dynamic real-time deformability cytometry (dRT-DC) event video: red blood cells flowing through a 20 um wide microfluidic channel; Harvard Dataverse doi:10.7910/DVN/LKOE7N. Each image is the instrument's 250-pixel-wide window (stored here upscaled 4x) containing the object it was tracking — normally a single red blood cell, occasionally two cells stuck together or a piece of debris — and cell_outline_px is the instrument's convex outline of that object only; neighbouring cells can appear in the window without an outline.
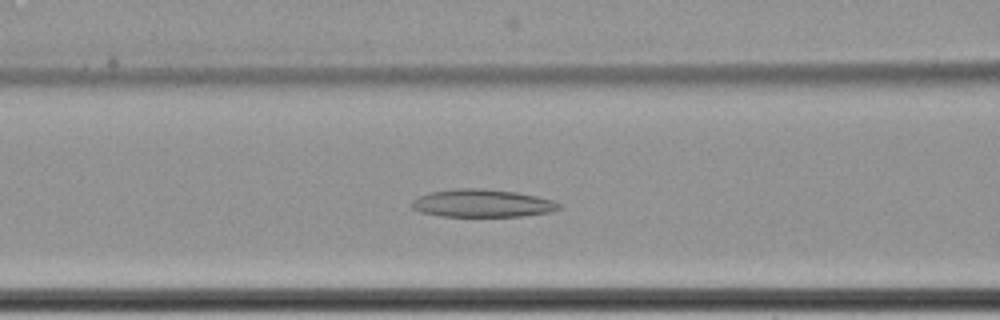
{"species": "common noctule bat (a hibernating species)", "species_latin": "Nyctalus noctula", "temperature_condition": "cold", "stored_images_in_passage": 62, "camera_frame_rate_fps": 3000, "um_per_image_px": 0.085, "animal": {"sex": "female", "body_mass_g": 22.7, "forearm_length_mm": 54.2}, "frame": {"image": 1, "passage_image": 31, "time_ms": 10.0, "image_size_px": [1000, 320], "cell_outline_px": [[560, 208], [552, 212], [524, 216], [440, 216], [420, 212], [412, 208], [412, 200], [428, 192], [452, 188], [480, 188], [516, 192], [536, 196], [552, 200], [560, 204]], "centroid_in_image_um": [40.97, 17.27], "position_along_channel_um": 125.6, "area_um2": 23.93}}
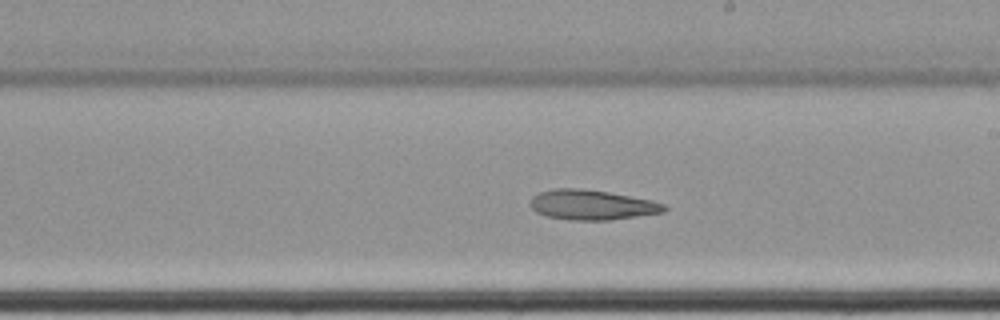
{"frame": {"image": 2, "passage_image": 41, "time_ms": 13.333, "image_size_px": [1000, 320], "cell_outline_px": [[668, 208], [664, 212], [608, 220], [572, 220], [548, 216], [536, 212], [528, 204], [532, 196], [540, 192], [552, 188], [584, 188], [608, 192], [652, 200], [664, 204]], "centroid_in_image_um": [50.28, 17.4], "position_along_channel_um": 238.7, "area_um2": 23.41}}
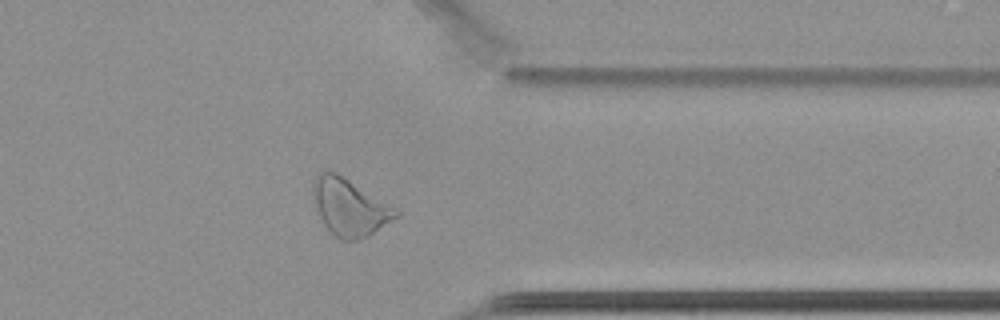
{"frame": {"image": 3, "passage_image": 54, "time_ms": 17.667, "image_size_px": [1000, 320], "cell_outline_px": [[400, 216], [368, 236], [356, 240], [340, 240], [324, 224], [320, 216], [312, 192], [312, 184], [316, 176], [324, 172], [336, 172], [396, 208], [400, 212]], "centroid_in_image_um": [29.74, 17.63], "position_along_channel_um": 381.7, "area_um2": 26.99}}